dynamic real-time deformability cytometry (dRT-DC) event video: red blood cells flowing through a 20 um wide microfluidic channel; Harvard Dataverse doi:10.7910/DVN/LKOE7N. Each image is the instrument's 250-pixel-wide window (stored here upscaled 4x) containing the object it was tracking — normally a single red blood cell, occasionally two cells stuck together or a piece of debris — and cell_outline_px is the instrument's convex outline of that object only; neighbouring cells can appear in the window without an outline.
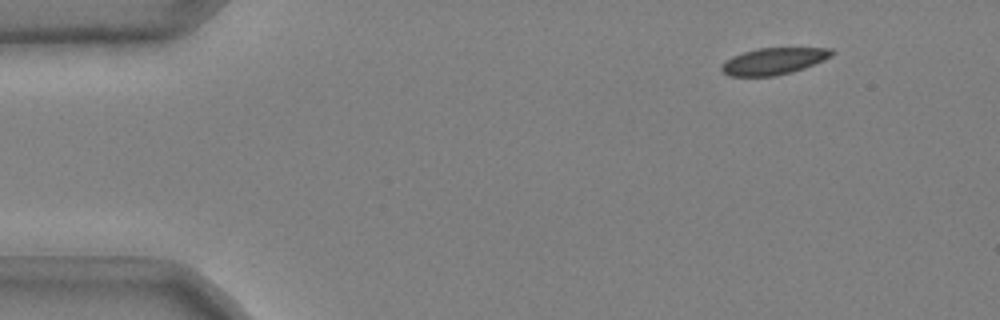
{"species": "common noctule bat (a hibernating species)", "species_latin": "Nyctalus noctula", "temperature_condition": "cold", "stored_images_in_passage": 42, "camera_frame_rate_fps": 3000, "um_per_image_px": 0.085, "animal": {"sex": "male", "body_mass_g": 20.4}, "frame": {"image": 1, "passage_image": 1, "time_ms": 0.0, "image_size_px": [1000, 320], "cell_outline_px": [[836, 52], [832, 56], [824, 60], [804, 68], [792, 72], [776, 76], [728, 76], [720, 68], [720, 64], [732, 56], [744, 52], [760, 48], [832, 48]], "centroid_in_image_um": [65.77, 5.2], "position_along_channel_um": 19.2, "area_um2": 17.22}}
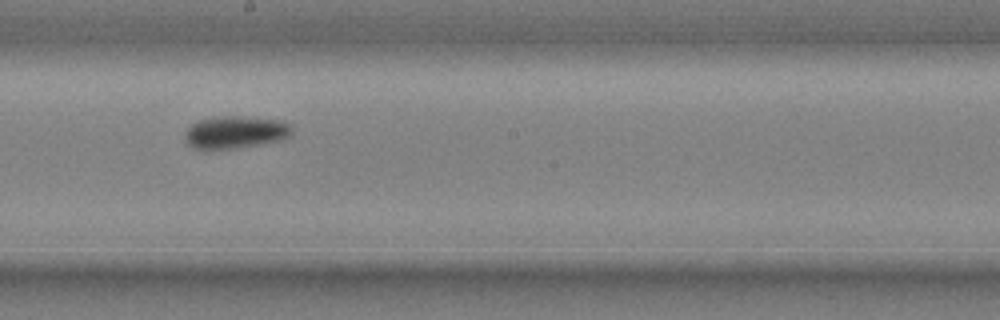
{"frame": {"image": 2, "passage_image": 25, "time_ms": 8.0, "image_size_px": [1000, 320], "cell_outline_px": [[292, 136], [280, 140], [260, 144], [236, 148], [208, 152], [192, 148], [184, 140], [184, 136], [188, 128], [192, 124], [200, 120], [216, 116], [240, 116], [284, 120], [292, 128]], "centroid_in_image_um": [19.97, 11.27], "position_along_channel_um": 228.2, "area_um2": 20.87}}
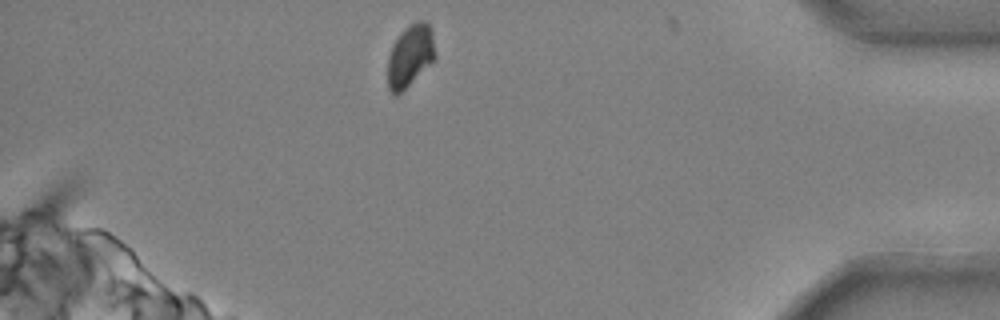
{"frame": {"image": 3, "passage_image": 42, "time_ms": 13.667, "image_size_px": [1000, 320], "cell_outline_px": [[436, 60], [396, 96], [388, 88], [388, 56], [400, 32], [408, 24], [420, 20], [424, 20], [428, 24], [432, 32], [436, 56]], "centroid_in_image_um": [34.88, 4.72], "position_along_channel_um": 400.3, "area_um2": 17.22}, "authors_computed_cell_mechanics": {"area_um2": 18.8717, "velocity_mm_per_s": 3.6811, "shape_relaxation_time_tau1_ms": 3.0054, "shape_relaxation_time_tau2_ms": null, "deformation_change_tau1": 0.1122, "deformation_change_tau2": null}}